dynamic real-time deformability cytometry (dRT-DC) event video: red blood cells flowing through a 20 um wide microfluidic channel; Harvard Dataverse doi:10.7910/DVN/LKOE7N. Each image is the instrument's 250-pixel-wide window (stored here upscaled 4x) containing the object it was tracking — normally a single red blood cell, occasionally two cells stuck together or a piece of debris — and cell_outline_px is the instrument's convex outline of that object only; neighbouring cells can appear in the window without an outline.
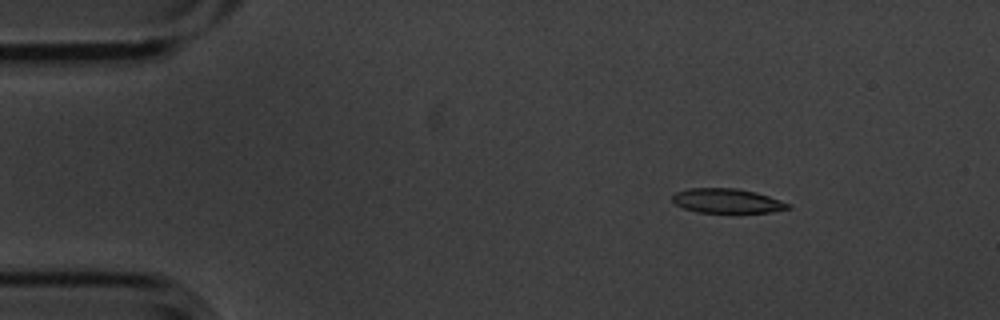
{"species": "common noctule bat (a hibernating species)", "species_latin": "Nyctalus noctula", "temperature_condition": "cold", "stored_images_in_passage": 4, "camera_frame_rate_fps": 3000, "um_per_image_px": 0.085, "animal": {"sex": "male", "body_mass_g": 20.1, "forearm_length_mm": 53.5}, "frame": {"image": 1, "passage_image": 1, "time_ms": 0.0, "image_size_px": [1000, 320], "cell_outline_px": [[792, 208], [772, 212], [696, 212], [684, 208], [676, 204], [672, 200], [672, 196], [676, 192], [688, 188], [736, 188], [756, 192], [792, 204]], "centroid_in_image_um": [61.82, 17.07], "position_along_channel_um": 23.2, "area_um2": 16.47}}